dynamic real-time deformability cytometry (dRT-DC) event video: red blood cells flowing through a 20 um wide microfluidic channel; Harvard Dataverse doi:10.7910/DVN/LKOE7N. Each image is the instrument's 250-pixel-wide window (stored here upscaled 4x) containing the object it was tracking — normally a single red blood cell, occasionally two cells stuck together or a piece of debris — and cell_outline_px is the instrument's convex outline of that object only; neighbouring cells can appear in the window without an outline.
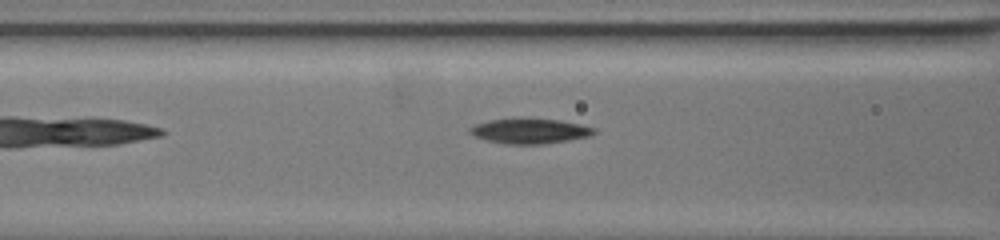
{"species": "common noctule bat (a hibernating species)", "species_latin": "Nyctalus noctula", "temperature_condition": "warm", "stored_images_in_passage": 34, "camera_frame_rate_fps": 3000, "um_per_image_px": 0.085, "animal": {"sex": "female", "body_mass_g": 19.5, "forearm_length_mm": 54.1}, "frame": {"image": 1, "passage_image": 3, "time_ms": 0.667, "image_size_px": [1000, 240], "cell_outline_px": [[596, 132], [588, 136], [568, 140], [544, 144], [508, 144], [488, 140], [476, 136], [468, 132], [468, 128], [476, 124], [488, 120], [560, 120], [580, 124], [596, 128]], "centroid_in_image_um": [45.05, 11.16], "position_along_channel_um": 121.5, "area_um2": 17.51}}
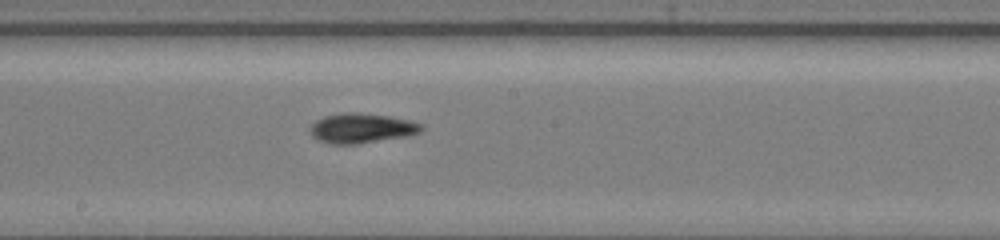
{"frame": {"image": 2, "passage_image": 13, "time_ms": 4.0, "image_size_px": [1000, 240], "cell_outline_px": [[424, 128], [420, 132], [408, 136], [356, 144], [332, 144], [320, 140], [312, 136], [312, 124], [316, 120], [324, 116], [344, 112], [356, 112], [388, 116], [408, 120], [420, 124]], "centroid_in_image_um": [30.74, 10.89], "position_along_channel_um": 217.5, "area_um2": 19.07}}
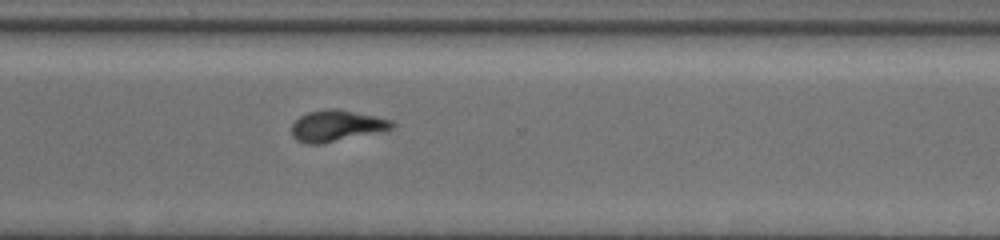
{"frame": {"image": 3, "passage_image": 26, "time_ms": 8.333, "image_size_px": [1000, 240], "cell_outline_px": [[396, 124], [392, 128], [324, 144], [304, 144], [296, 140], [292, 136], [292, 124], [300, 116], [308, 112], [324, 108], [336, 108], [392, 120]], "centroid_in_image_um": [28.55, 10.69], "position_along_channel_um": 342.1, "area_um2": 18.21}}